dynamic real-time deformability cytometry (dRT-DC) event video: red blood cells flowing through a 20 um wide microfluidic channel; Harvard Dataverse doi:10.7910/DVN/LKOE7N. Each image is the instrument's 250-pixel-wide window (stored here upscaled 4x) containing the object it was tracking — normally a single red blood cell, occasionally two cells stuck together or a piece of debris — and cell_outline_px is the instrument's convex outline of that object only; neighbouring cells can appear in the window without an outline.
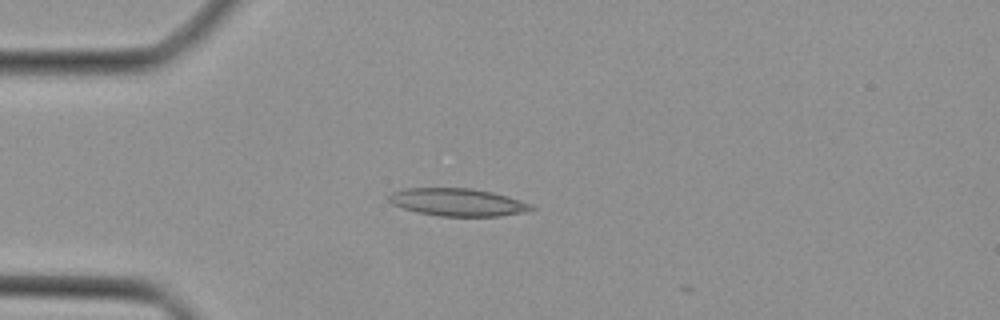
{"species": "Egyptian fruit bat (a non-hibernating species)", "species_latin": "Rousettus aegyptiacus", "temperature_condition": "cold", "stored_images_in_passage": 2, "camera_frame_rate_fps": 3000, "um_per_image_px": 0.085, "animal": {"sex": "female"}, "frame": {"image": 1, "passage_image": 1, "time_ms": 0.0, "image_size_px": [1000, 320], "cell_outline_px": [[536, 208], [524, 212], [500, 216], [440, 216], [416, 212], [392, 204], [388, 200], [388, 196], [392, 192], [404, 188], [472, 188], [492, 192], [508, 196], [532, 204]], "centroid_in_image_um": [38.9, 17.18], "position_along_channel_um": 46.1, "area_um2": 23.0}}